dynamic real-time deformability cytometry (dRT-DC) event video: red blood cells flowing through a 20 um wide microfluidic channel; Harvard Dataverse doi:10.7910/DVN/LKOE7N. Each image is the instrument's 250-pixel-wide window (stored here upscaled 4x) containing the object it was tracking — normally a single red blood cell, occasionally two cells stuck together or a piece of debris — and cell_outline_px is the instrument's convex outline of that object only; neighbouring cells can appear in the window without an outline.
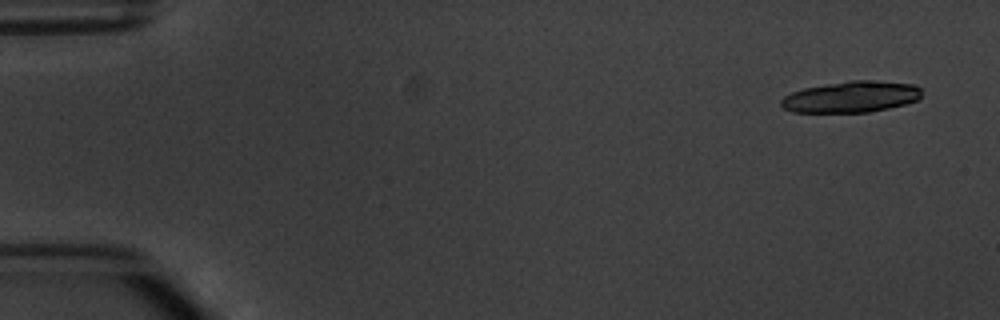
{"species": "common noctule bat (a hibernating species)", "species_latin": "Nyctalus noctula", "temperature_condition": "warm", "stored_images_in_passage": 4, "camera_frame_rate_fps": 3000, "um_per_image_px": 0.085, "animal": {"sex": "male", "body_mass_g": 20.1, "forearm_length_mm": 53.5}, "frame": {"image": 1, "passage_image": 1, "time_ms": 0.0, "image_size_px": [1000, 320], "cell_outline_px": [[920, 96], [916, 100], [904, 104], [888, 108], [868, 112], [792, 112], [784, 108], [780, 104], [780, 100], [784, 96], [792, 92], [804, 88], [852, 80], [868, 80], [912, 84], [920, 88]], "centroid_in_image_um": [72.31, 8.24], "position_along_channel_um": 12.7, "area_um2": 25.26}}